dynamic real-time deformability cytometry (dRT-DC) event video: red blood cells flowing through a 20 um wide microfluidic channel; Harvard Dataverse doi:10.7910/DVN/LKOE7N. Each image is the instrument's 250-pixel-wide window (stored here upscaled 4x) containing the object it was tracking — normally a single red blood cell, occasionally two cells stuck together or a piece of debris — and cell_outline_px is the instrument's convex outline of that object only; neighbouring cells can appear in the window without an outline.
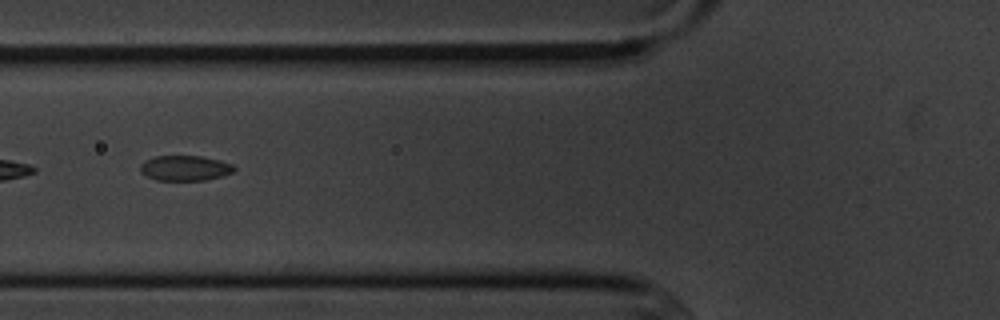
{"species": "common noctule bat (a hibernating species)", "species_latin": "Nyctalus noctula", "temperature_condition": "cold", "stored_images_in_passage": 6, "camera_frame_rate_fps": 3000, "um_per_image_px": 0.085, "animal": {"sex": "male", "body_mass_g": 20.1, "forearm_length_mm": 53.5}, "frame": {"image": 1, "passage_image": 6, "time_ms": 5.667, "image_size_px": [1000, 320], "cell_outline_px": [[236, 168], [232, 172], [220, 176], [204, 180], [156, 180], [140, 172], [140, 164], [144, 160], [152, 156], [200, 156], [220, 160], [232, 164]], "centroid_in_image_um": [15.68, 14.27], "position_along_channel_um": 110.1, "area_um2": 13.76}}